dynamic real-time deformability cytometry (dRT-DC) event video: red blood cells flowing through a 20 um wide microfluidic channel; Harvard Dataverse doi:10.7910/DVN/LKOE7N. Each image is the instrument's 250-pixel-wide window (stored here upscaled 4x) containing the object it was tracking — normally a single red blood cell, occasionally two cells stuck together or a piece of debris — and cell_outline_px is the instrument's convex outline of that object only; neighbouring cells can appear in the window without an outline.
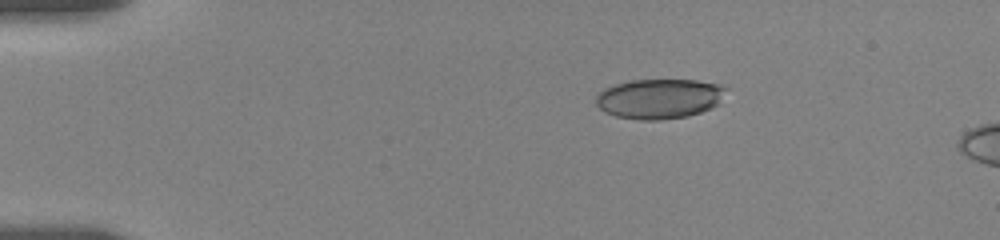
{"species": "human", "species_latin": "Homo sapiens", "temperature_condition": "room temperature", "stored_images_in_passage": 6, "camera_frame_rate_fps": 3000, "um_per_image_px": 0.085, "donor": {"sex": "female"}, "frame": {"image": 1, "passage_image": 4, "time_ms": 2.667, "image_size_px": [1000, 240], "cell_outline_px": [[728, 88], [720, 104], [700, 112], [688, 116], [660, 120], [640, 120], [616, 116], [604, 112], [596, 104], [596, 96], [604, 88], [628, 80], [696, 80], [720, 84]], "centroid_in_image_um": [56.07, 8.38], "position_along_channel_um": 28.9, "area_um2": 30.46}}